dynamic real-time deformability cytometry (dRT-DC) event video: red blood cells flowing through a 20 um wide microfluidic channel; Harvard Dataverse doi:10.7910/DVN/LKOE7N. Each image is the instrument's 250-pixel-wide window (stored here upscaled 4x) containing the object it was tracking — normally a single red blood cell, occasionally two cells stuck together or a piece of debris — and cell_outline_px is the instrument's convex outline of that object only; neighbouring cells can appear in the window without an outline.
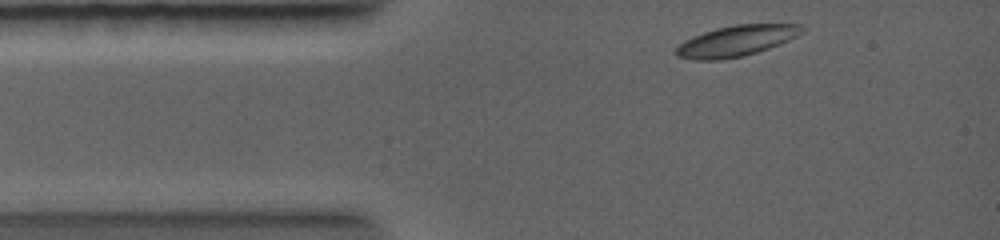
{"species": "common noctule bat (a hibernating species)", "species_latin": "Nyctalus noctula", "temperature_condition": "warm", "stored_images_in_passage": 26, "camera_frame_rate_fps": 5000, "um_per_image_px": 0.085, "animal": {"sex": "female", "body_mass_g": 19.0, "forearm_length_mm": 56.7}, "frame": {"image": 1, "passage_image": 1, "time_ms": 0.0, "image_size_px": [1000, 240], "cell_outline_px": [[804, 32], [780, 44], [744, 56], [720, 60], [692, 60], [676, 56], [676, 48], [684, 40], [692, 36], [716, 28], [736, 24], [800, 24], [804, 28]], "centroid_in_image_um": [62.57, 3.48], "position_along_channel_um": 22.4, "area_um2": 22.6}}
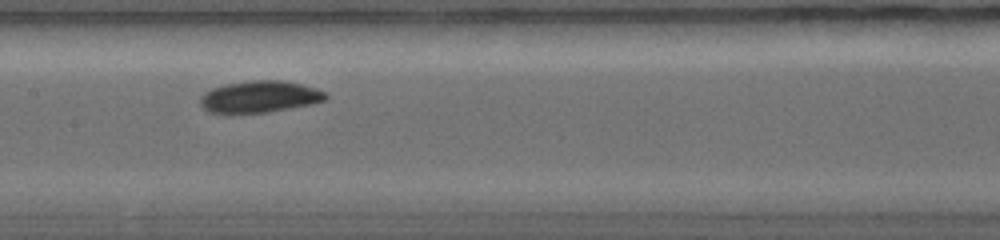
{"frame": {"image": 2, "passage_image": 10, "time_ms": 4.0, "image_size_px": [1000, 240], "cell_outline_px": [[328, 96], [324, 100], [312, 104], [268, 112], [232, 116], [208, 112], [200, 104], [200, 100], [212, 88], [228, 84], [252, 80], [280, 80], [300, 84], [316, 88], [324, 92]], "centroid_in_image_um": [22.04, 8.27], "position_along_channel_um": 185.4, "area_um2": 23.47}}
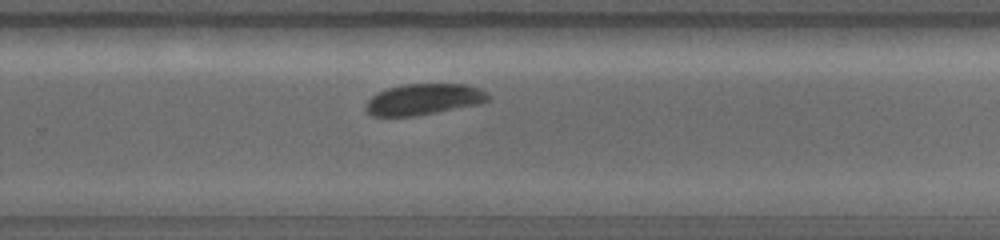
{"frame": {"image": 3, "passage_image": 17, "time_ms": 6.2, "image_size_px": [1000, 240], "cell_outline_px": [[488, 100], [480, 104], [416, 116], [372, 116], [364, 108], [364, 104], [372, 96], [388, 88], [404, 84], [464, 84], [476, 88], [484, 92], [488, 96]], "centroid_in_image_um": [35.97, 8.45], "position_along_channel_um": 293.8, "area_um2": 21.96}}